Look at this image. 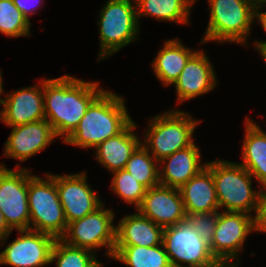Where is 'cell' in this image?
Here are the masks:
<instances>
[{
	"label": "cell",
	"instance_id": "cell-1",
	"mask_svg": "<svg viewBox=\"0 0 266 267\" xmlns=\"http://www.w3.org/2000/svg\"><path fill=\"white\" fill-rule=\"evenodd\" d=\"M42 80L45 119L56 138L61 136L65 141L104 89L99 82H86L71 75Z\"/></svg>",
	"mask_w": 266,
	"mask_h": 267
},
{
	"label": "cell",
	"instance_id": "cell-40",
	"mask_svg": "<svg viewBox=\"0 0 266 267\" xmlns=\"http://www.w3.org/2000/svg\"><path fill=\"white\" fill-rule=\"evenodd\" d=\"M262 56V60L266 63V53H259Z\"/></svg>",
	"mask_w": 266,
	"mask_h": 267
},
{
	"label": "cell",
	"instance_id": "cell-31",
	"mask_svg": "<svg viewBox=\"0 0 266 267\" xmlns=\"http://www.w3.org/2000/svg\"><path fill=\"white\" fill-rule=\"evenodd\" d=\"M13 4L18 8L20 12L30 21L29 16L35 14L37 6L42 5L43 0H12Z\"/></svg>",
	"mask_w": 266,
	"mask_h": 267
},
{
	"label": "cell",
	"instance_id": "cell-24",
	"mask_svg": "<svg viewBox=\"0 0 266 267\" xmlns=\"http://www.w3.org/2000/svg\"><path fill=\"white\" fill-rule=\"evenodd\" d=\"M137 19L141 16L155 17L159 21L189 23V15L194 4L192 0H135Z\"/></svg>",
	"mask_w": 266,
	"mask_h": 267
},
{
	"label": "cell",
	"instance_id": "cell-26",
	"mask_svg": "<svg viewBox=\"0 0 266 267\" xmlns=\"http://www.w3.org/2000/svg\"><path fill=\"white\" fill-rule=\"evenodd\" d=\"M158 165L159 162L140 144L127 161L125 169L146 189H149L160 184Z\"/></svg>",
	"mask_w": 266,
	"mask_h": 267
},
{
	"label": "cell",
	"instance_id": "cell-7",
	"mask_svg": "<svg viewBox=\"0 0 266 267\" xmlns=\"http://www.w3.org/2000/svg\"><path fill=\"white\" fill-rule=\"evenodd\" d=\"M135 0H108L99 13L100 52L98 61L113 56L138 40L139 22Z\"/></svg>",
	"mask_w": 266,
	"mask_h": 267
},
{
	"label": "cell",
	"instance_id": "cell-18",
	"mask_svg": "<svg viewBox=\"0 0 266 267\" xmlns=\"http://www.w3.org/2000/svg\"><path fill=\"white\" fill-rule=\"evenodd\" d=\"M201 161L199 146L195 143L163 158L159 161V165L164 167L159 169L160 184L176 189L181 188L206 167V162L201 164Z\"/></svg>",
	"mask_w": 266,
	"mask_h": 267
},
{
	"label": "cell",
	"instance_id": "cell-8",
	"mask_svg": "<svg viewBox=\"0 0 266 267\" xmlns=\"http://www.w3.org/2000/svg\"><path fill=\"white\" fill-rule=\"evenodd\" d=\"M162 243L172 267H210L218 263L209 243L203 240L186 218L163 229Z\"/></svg>",
	"mask_w": 266,
	"mask_h": 267
},
{
	"label": "cell",
	"instance_id": "cell-19",
	"mask_svg": "<svg viewBox=\"0 0 266 267\" xmlns=\"http://www.w3.org/2000/svg\"><path fill=\"white\" fill-rule=\"evenodd\" d=\"M163 227L136 213L124 216L116 225L115 246L153 247L162 244Z\"/></svg>",
	"mask_w": 266,
	"mask_h": 267
},
{
	"label": "cell",
	"instance_id": "cell-22",
	"mask_svg": "<svg viewBox=\"0 0 266 267\" xmlns=\"http://www.w3.org/2000/svg\"><path fill=\"white\" fill-rule=\"evenodd\" d=\"M242 147V165L259 185H266V133L246 117Z\"/></svg>",
	"mask_w": 266,
	"mask_h": 267
},
{
	"label": "cell",
	"instance_id": "cell-34",
	"mask_svg": "<svg viewBox=\"0 0 266 267\" xmlns=\"http://www.w3.org/2000/svg\"><path fill=\"white\" fill-rule=\"evenodd\" d=\"M12 232V230L8 227L4 215L0 209V246L3 245L1 244L2 242H6L7 236Z\"/></svg>",
	"mask_w": 266,
	"mask_h": 267
},
{
	"label": "cell",
	"instance_id": "cell-17",
	"mask_svg": "<svg viewBox=\"0 0 266 267\" xmlns=\"http://www.w3.org/2000/svg\"><path fill=\"white\" fill-rule=\"evenodd\" d=\"M204 51H196L174 82L179 103L208 93L217 85L216 74Z\"/></svg>",
	"mask_w": 266,
	"mask_h": 267
},
{
	"label": "cell",
	"instance_id": "cell-14",
	"mask_svg": "<svg viewBox=\"0 0 266 267\" xmlns=\"http://www.w3.org/2000/svg\"><path fill=\"white\" fill-rule=\"evenodd\" d=\"M137 210L163 228L187 218L179 189L162 184L146 190Z\"/></svg>",
	"mask_w": 266,
	"mask_h": 267
},
{
	"label": "cell",
	"instance_id": "cell-13",
	"mask_svg": "<svg viewBox=\"0 0 266 267\" xmlns=\"http://www.w3.org/2000/svg\"><path fill=\"white\" fill-rule=\"evenodd\" d=\"M86 179L85 172L56 175V187L67 224L94 212L103 204Z\"/></svg>",
	"mask_w": 266,
	"mask_h": 267
},
{
	"label": "cell",
	"instance_id": "cell-28",
	"mask_svg": "<svg viewBox=\"0 0 266 267\" xmlns=\"http://www.w3.org/2000/svg\"><path fill=\"white\" fill-rule=\"evenodd\" d=\"M31 23L13 4L12 0H0V33L7 37L30 36Z\"/></svg>",
	"mask_w": 266,
	"mask_h": 267
},
{
	"label": "cell",
	"instance_id": "cell-21",
	"mask_svg": "<svg viewBox=\"0 0 266 267\" xmlns=\"http://www.w3.org/2000/svg\"><path fill=\"white\" fill-rule=\"evenodd\" d=\"M136 123L132 121L121 133L108 138L94 148L95 158L111 173L125 169L132 153L141 144V140L133 132Z\"/></svg>",
	"mask_w": 266,
	"mask_h": 267
},
{
	"label": "cell",
	"instance_id": "cell-27",
	"mask_svg": "<svg viewBox=\"0 0 266 267\" xmlns=\"http://www.w3.org/2000/svg\"><path fill=\"white\" fill-rule=\"evenodd\" d=\"M95 259V253L90 250L70 246L61 239H56L50 262H56V267H88Z\"/></svg>",
	"mask_w": 266,
	"mask_h": 267
},
{
	"label": "cell",
	"instance_id": "cell-33",
	"mask_svg": "<svg viewBox=\"0 0 266 267\" xmlns=\"http://www.w3.org/2000/svg\"><path fill=\"white\" fill-rule=\"evenodd\" d=\"M257 20L259 23H261L262 28L266 32V11L261 12V10L258 12ZM254 46L256 47L258 52L260 53H266V41H255Z\"/></svg>",
	"mask_w": 266,
	"mask_h": 267
},
{
	"label": "cell",
	"instance_id": "cell-25",
	"mask_svg": "<svg viewBox=\"0 0 266 267\" xmlns=\"http://www.w3.org/2000/svg\"><path fill=\"white\" fill-rule=\"evenodd\" d=\"M114 258L127 267H172L165 247L115 246Z\"/></svg>",
	"mask_w": 266,
	"mask_h": 267
},
{
	"label": "cell",
	"instance_id": "cell-16",
	"mask_svg": "<svg viewBox=\"0 0 266 267\" xmlns=\"http://www.w3.org/2000/svg\"><path fill=\"white\" fill-rule=\"evenodd\" d=\"M3 156L26 161L45 149L56 137L46 119L12 127Z\"/></svg>",
	"mask_w": 266,
	"mask_h": 267
},
{
	"label": "cell",
	"instance_id": "cell-6",
	"mask_svg": "<svg viewBox=\"0 0 266 267\" xmlns=\"http://www.w3.org/2000/svg\"><path fill=\"white\" fill-rule=\"evenodd\" d=\"M46 178L28 171L29 229L60 239L68 224L56 187V175L47 174Z\"/></svg>",
	"mask_w": 266,
	"mask_h": 267
},
{
	"label": "cell",
	"instance_id": "cell-30",
	"mask_svg": "<svg viewBox=\"0 0 266 267\" xmlns=\"http://www.w3.org/2000/svg\"><path fill=\"white\" fill-rule=\"evenodd\" d=\"M218 215V211L195 213L187 215V219L200 237L210 244L213 240Z\"/></svg>",
	"mask_w": 266,
	"mask_h": 267
},
{
	"label": "cell",
	"instance_id": "cell-35",
	"mask_svg": "<svg viewBox=\"0 0 266 267\" xmlns=\"http://www.w3.org/2000/svg\"><path fill=\"white\" fill-rule=\"evenodd\" d=\"M260 196H259V202L266 207V185L260 186Z\"/></svg>",
	"mask_w": 266,
	"mask_h": 267
},
{
	"label": "cell",
	"instance_id": "cell-39",
	"mask_svg": "<svg viewBox=\"0 0 266 267\" xmlns=\"http://www.w3.org/2000/svg\"><path fill=\"white\" fill-rule=\"evenodd\" d=\"M210 267H229V266H227V265L224 264V263L218 262L216 265H214V266H210Z\"/></svg>",
	"mask_w": 266,
	"mask_h": 267
},
{
	"label": "cell",
	"instance_id": "cell-29",
	"mask_svg": "<svg viewBox=\"0 0 266 267\" xmlns=\"http://www.w3.org/2000/svg\"><path fill=\"white\" fill-rule=\"evenodd\" d=\"M112 174L113 178L110 188L114 191L115 195L130 205L134 204L137 209L142 203L147 189L126 169L115 171Z\"/></svg>",
	"mask_w": 266,
	"mask_h": 267
},
{
	"label": "cell",
	"instance_id": "cell-2",
	"mask_svg": "<svg viewBox=\"0 0 266 267\" xmlns=\"http://www.w3.org/2000/svg\"><path fill=\"white\" fill-rule=\"evenodd\" d=\"M132 121L124 97L104 90L88 107L74 132L63 142L81 148H95L121 133Z\"/></svg>",
	"mask_w": 266,
	"mask_h": 267
},
{
	"label": "cell",
	"instance_id": "cell-20",
	"mask_svg": "<svg viewBox=\"0 0 266 267\" xmlns=\"http://www.w3.org/2000/svg\"><path fill=\"white\" fill-rule=\"evenodd\" d=\"M187 215L219 210L212 172L204 167L179 188Z\"/></svg>",
	"mask_w": 266,
	"mask_h": 267
},
{
	"label": "cell",
	"instance_id": "cell-3",
	"mask_svg": "<svg viewBox=\"0 0 266 267\" xmlns=\"http://www.w3.org/2000/svg\"><path fill=\"white\" fill-rule=\"evenodd\" d=\"M212 172L219 209L252 215L259 204L260 191L252 189V175L239 163L214 160L206 163Z\"/></svg>",
	"mask_w": 266,
	"mask_h": 267
},
{
	"label": "cell",
	"instance_id": "cell-23",
	"mask_svg": "<svg viewBox=\"0 0 266 267\" xmlns=\"http://www.w3.org/2000/svg\"><path fill=\"white\" fill-rule=\"evenodd\" d=\"M197 51L183 46L181 41L171 39L165 41L164 47L152 62L155 76L164 86H170L178 79L189 58Z\"/></svg>",
	"mask_w": 266,
	"mask_h": 267
},
{
	"label": "cell",
	"instance_id": "cell-4",
	"mask_svg": "<svg viewBox=\"0 0 266 267\" xmlns=\"http://www.w3.org/2000/svg\"><path fill=\"white\" fill-rule=\"evenodd\" d=\"M210 18L204 38L209 41L245 44L259 7L252 0H208Z\"/></svg>",
	"mask_w": 266,
	"mask_h": 267
},
{
	"label": "cell",
	"instance_id": "cell-15",
	"mask_svg": "<svg viewBox=\"0 0 266 267\" xmlns=\"http://www.w3.org/2000/svg\"><path fill=\"white\" fill-rule=\"evenodd\" d=\"M35 85L6 93L1 99L3 109L0 120L8 127L19 126L45 119L43 102V81Z\"/></svg>",
	"mask_w": 266,
	"mask_h": 267
},
{
	"label": "cell",
	"instance_id": "cell-32",
	"mask_svg": "<svg viewBox=\"0 0 266 267\" xmlns=\"http://www.w3.org/2000/svg\"><path fill=\"white\" fill-rule=\"evenodd\" d=\"M254 231L266 233V207L260 202L253 217Z\"/></svg>",
	"mask_w": 266,
	"mask_h": 267
},
{
	"label": "cell",
	"instance_id": "cell-11",
	"mask_svg": "<svg viewBox=\"0 0 266 267\" xmlns=\"http://www.w3.org/2000/svg\"><path fill=\"white\" fill-rule=\"evenodd\" d=\"M254 232L253 215L244 212H219L213 240L209 244L218 262L238 267L233 260L243 249L248 234ZM232 262V263H231Z\"/></svg>",
	"mask_w": 266,
	"mask_h": 267
},
{
	"label": "cell",
	"instance_id": "cell-10",
	"mask_svg": "<svg viewBox=\"0 0 266 267\" xmlns=\"http://www.w3.org/2000/svg\"><path fill=\"white\" fill-rule=\"evenodd\" d=\"M7 169L0 164V209L8 227L29 229L28 168Z\"/></svg>",
	"mask_w": 266,
	"mask_h": 267
},
{
	"label": "cell",
	"instance_id": "cell-12",
	"mask_svg": "<svg viewBox=\"0 0 266 267\" xmlns=\"http://www.w3.org/2000/svg\"><path fill=\"white\" fill-rule=\"evenodd\" d=\"M14 239L0 252V265L12 267H43L51 264V251L56 238L31 229L18 230Z\"/></svg>",
	"mask_w": 266,
	"mask_h": 267
},
{
	"label": "cell",
	"instance_id": "cell-5",
	"mask_svg": "<svg viewBox=\"0 0 266 267\" xmlns=\"http://www.w3.org/2000/svg\"><path fill=\"white\" fill-rule=\"evenodd\" d=\"M189 113L170 109L150 120L141 144L159 162L194 143V130L199 124Z\"/></svg>",
	"mask_w": 266,
	"mask_h": 267
},
{
	"label": "cell",
	"instance_id": "cell-9",
	"mask_svg": "<svg viewBox=\"0 0 266 267\" xmlns=\"http://www.w3.org/2000/svg\"><path fill=\"white\" fill-rule=\"evenodd\" d=\"M114 212L104 209V204L83 218L68 223L65 234L60 238L66 244L95 253L99 247H107L105 255L114 258L116 226ZM114 224V225H113Z\"/></svg>",
	"mask_w": 266,
	"mask_h": 267
},
{
	"label": "cell",
	"instance_id": "cell-37",
	"mask_svg": "<svg viewBox=\"0 0 266 267\" xmlns=\"http://www.w3.org/2000/svg\"><path fill=\"white\" fill-rule=\"evenodd\" d=\"M254 3H256L259 7H263V5L266 3V0H252Z\"/></svg>",
	"mask_w": 266,
	"mask_h": 267
},
{
	"label": "cell",
	"instance_id": "cell-38",
	"mask_svg": "<svg viewBox=\"0 0 266 267\" xmlns=\"http://www.w3.org/2000/svg\"><path fill=\"white\" fill-rule=\"evenodd\" d=\"M1 70H0V96L2 95L3 93V82H2V76H1ZM0 105H1V97H0Z\"/></svg>",
	"mask_w": 266,
	"mask_h": 267
},
{
	"label": "cell",
	"instance_id": "cell-36",
	"mask_svg": "<svg viewBox=\"0 0 266 267\" xmlns=\"http://www.w3.org/2000/svg\"><path fill=\"white\" fill-rule=\"evenodd\" d=\"M102 265L96 258L88 267H102Z\"/></svg>",
	"mask_w": 266,
	"mask_h": 267
}]
</instances>
